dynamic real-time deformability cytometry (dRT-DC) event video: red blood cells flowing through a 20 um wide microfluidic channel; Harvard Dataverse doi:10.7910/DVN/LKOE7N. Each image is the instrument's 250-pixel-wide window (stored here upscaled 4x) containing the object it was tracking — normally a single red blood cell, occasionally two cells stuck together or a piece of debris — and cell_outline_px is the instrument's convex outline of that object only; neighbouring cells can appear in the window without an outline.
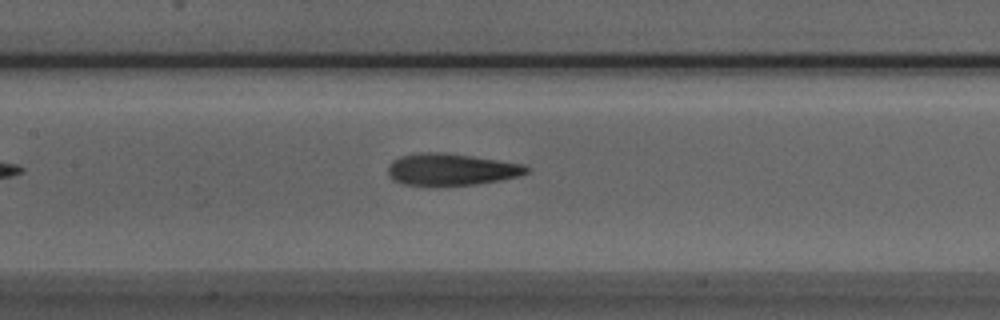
{"species": "Egyptian fruit bat (a non-hibernating species)", "species_latin": "Rousettus aegyptiacus", "temperature_condition": "room temperature", "stored_images_in_passage": 29, "camera_frame_rate_fps": 3000, "um_per_image_px": 0.085, "animal": {"sex": "male"}, "frame": {"image": 1, "passage_image": 8, "time_ms": 2.333, "image_size_px": [1000, 320], "cell_outline_px": [[532, 168], [528, 172], [516, 176], [500, 180], [476, 184], [436, 188], [404, 184], [392, 180], [388, 176], [388, 164], [392, 160], [400, 156], [420, 152], [444, 152], [472, 156], [520, 164]], "centroid_in_image_um": [38.26, 14.43], "position_along_channel_um": 169.1, "area_um2": 26.36}}
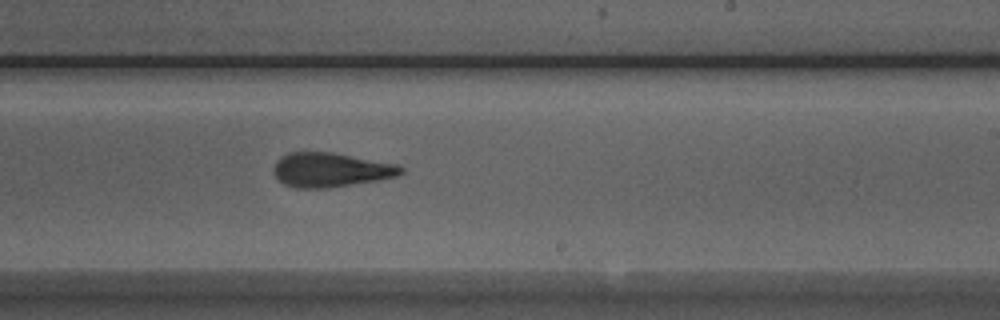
{"frame": {"image": 2, "passage_image": 15, "time_ms": 4.667, "image_size_px": [1000, 320], "cell_outline_px": [[404, 172], [396, 176], [376, 180], [328, 188], [296, 188], [284, 184], [272, 172], [272, 168], [276, 160], [280, 156], [288, 152], [332, 152], [396, 164], [404, 168]], "centroid_in_image_um": [28.05, 14.43], "position_along_channel_um": 260.9, "area_um2": 25.43}}
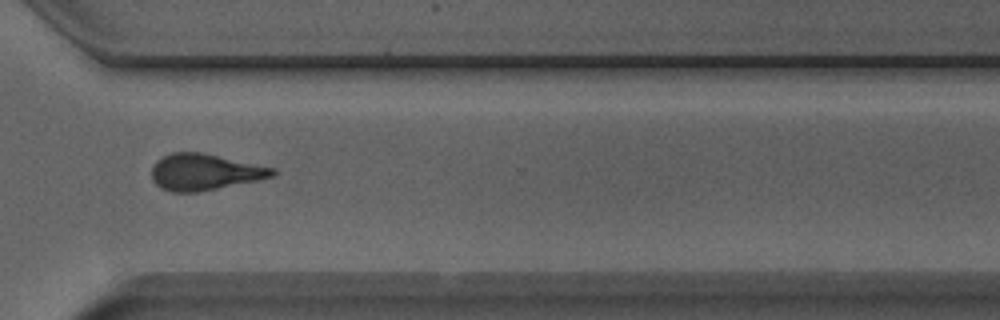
{"frame": {"image": 3, "passage_image": 22, "time_ms": 7.0, "image_size_px": [1000, 320], "cell_outline_px": [[276, 172], [272, 176], [256, 180], [200, 192], [172, 192], [160, 188], [152, 180], [152, 164], [156, 160], [172, 152], [200, 152], [276, 168]], "centroid_in_image_um": [17.35, 14.62], "position_along_channel_um": 353.3, "area_um2": 25.49}}